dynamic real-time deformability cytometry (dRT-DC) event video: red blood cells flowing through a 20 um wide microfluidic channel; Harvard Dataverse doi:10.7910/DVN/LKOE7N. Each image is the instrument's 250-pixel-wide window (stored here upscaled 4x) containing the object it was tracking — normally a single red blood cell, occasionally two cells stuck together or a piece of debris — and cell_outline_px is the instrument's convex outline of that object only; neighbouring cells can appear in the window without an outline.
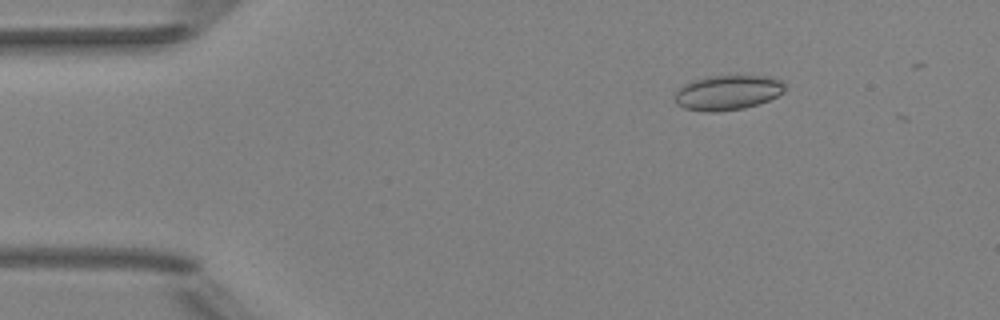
{"species": "Egyptian fruit bat (a non-hibernating species)", "species_latin": "Rousettus aegyptiacus", "temperature_condition": "room temperature", "stored_images_in_passage": 7, "camera_frame_rate_fps": 3000, "um_per_image_px": 0.085, "animal": {"sex": "female"}, "frame": {"image": 1, "passage_image": 4, "time_ms": 1.0, "image_size_px": [1000, 320], "cell_outline_px": [[784, 92], [760, 104], [744, 108], [716, 112], [704, 112], [684, 108], [676, 104], [676, 92], [684, 84], [692, 80], [704, 76], [768, 76], [780, 80], [784, 84]], "centroid_in_image_um": [61.84, 7.87], "position_along_channel_um": 23.2, "area_um2": 22.37}}